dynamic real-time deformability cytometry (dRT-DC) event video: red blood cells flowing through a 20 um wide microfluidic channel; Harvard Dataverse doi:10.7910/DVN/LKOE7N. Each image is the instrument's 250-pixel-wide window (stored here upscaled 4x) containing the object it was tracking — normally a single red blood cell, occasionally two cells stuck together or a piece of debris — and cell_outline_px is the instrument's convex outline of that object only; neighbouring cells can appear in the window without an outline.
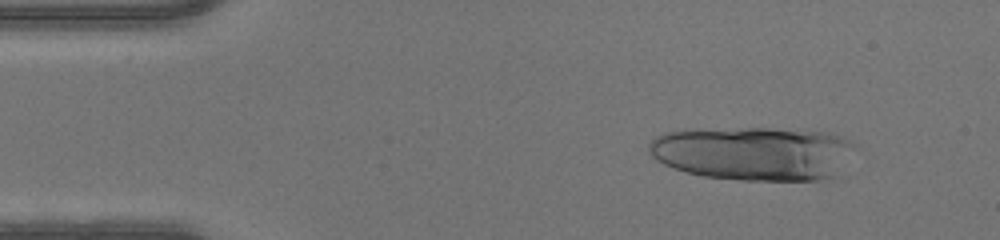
{"species": "human", "species_latin": "Homo sapiens", "temperature_condition": "warm", "stored_images_in_passage": 13, "camera_frame_rate_fps": 3000, "um_per_image_px": 0.085, "donor": {"sex": "male"}, "frame": {"image": 1, "passage_image": 5, "time_ms": 1.333, "image_size_px": [1000, 240], "cell_outline_px": [[856, 144], [832, 176], [820, 180], [744, 180], [704, 176], [688, 172], [664, 164], [656, 160], [648, 152], [648, 144], [656, 136], [668, 132], [684, 128], [768, 128], [824, 132], [840, 136], [852, 140]], "centroid_in_image_um": [63.95, 13.0], "position_along_channel_um": 21.0, "area_um2": 64.5}}